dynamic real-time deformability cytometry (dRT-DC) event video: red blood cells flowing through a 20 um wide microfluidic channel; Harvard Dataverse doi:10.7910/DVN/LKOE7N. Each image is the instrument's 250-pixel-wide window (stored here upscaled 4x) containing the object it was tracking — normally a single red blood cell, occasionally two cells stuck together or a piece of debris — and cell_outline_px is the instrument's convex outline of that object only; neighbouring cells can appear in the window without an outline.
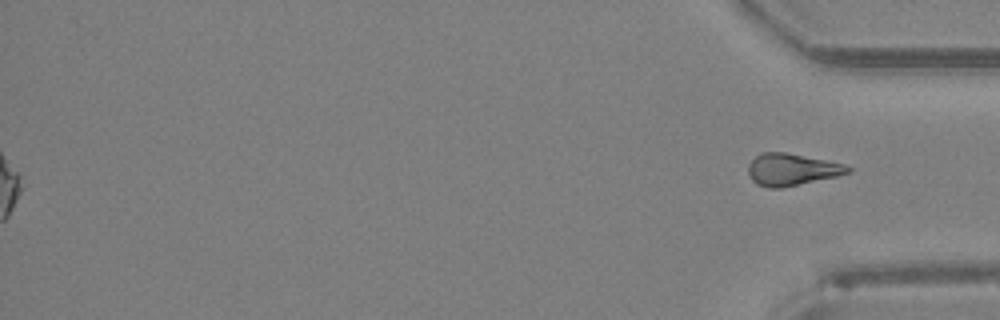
{"species": "Egyptian fruit bat (a non-hibernating species)", "species_latin": "Rousettus aegyptiacus", "temperature_condition": "room temperature", "stored_images_in_passage": 44, "segment_of_instrument_passage": [2, 2], "camera_frame_rate_fps": 3000, "um_per_image_px": 0.085, "animal": {"sex": "female"}, "frame": {"image": 1, "passage_image": 44, "time_ms": 14.333, "image_size_px": [1000, 320], "cell_outline_px": [[852, 172], [836, 176], [780, 188], [768, 188], [756, 184], [752, 180], [748, 172], [748, 164], [760, 152], [784, 152], [844, 164], [852, 168]], "centroid_in_image_um": [67.27, 14.41], "position_along_channel_um": 367.9, "area_um2": 18.38}}